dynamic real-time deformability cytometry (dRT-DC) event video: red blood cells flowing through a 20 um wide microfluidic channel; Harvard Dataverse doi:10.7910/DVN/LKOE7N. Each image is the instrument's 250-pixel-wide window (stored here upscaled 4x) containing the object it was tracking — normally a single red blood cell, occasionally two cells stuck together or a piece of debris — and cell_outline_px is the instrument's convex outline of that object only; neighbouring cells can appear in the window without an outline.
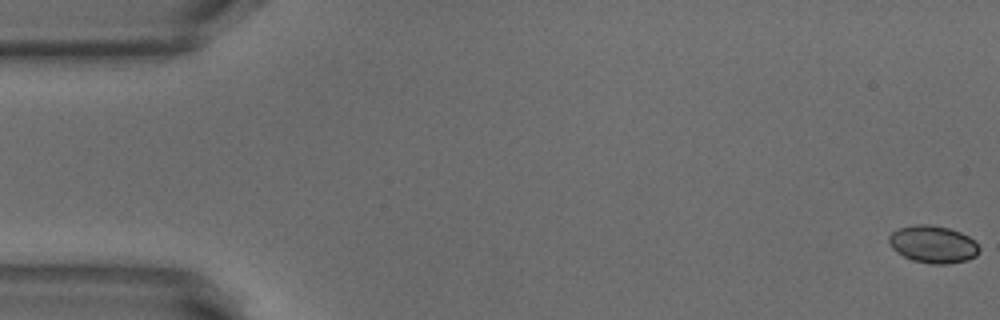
{"species": "common noctule bat (a hibernating species)", "species_latin": "Nyctalus noctula", "temperature_condition": "warm", "stored_images_in_passage": 52, "camera_frame_rate_fps": 3000, "um_per_image_px": 0.085, "animal": {"sex": "male", "body_mass_g": 18.8}, "frame": {"image": 1, "passage_image": 1, "time_ms": 0.0, "image_size_px": [1000, 320], "cell_outline_px": [[980, 248], [976, 256], [968, 260], [944, 264], [932, 264], [912, 260], [896, 252], [888, 244], [888, 236], [892, 232], [900, 228], [916, 224], [928, 224], [948, 228], [960, 232], [968, 236]], "centroid_in_image_um": [79.28, 20.77], "position_along_channel_um": 5.7, "area_um2": 19.59}}
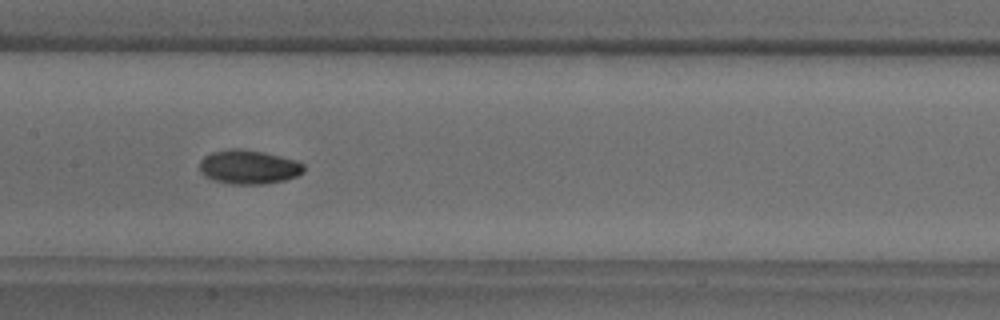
{"frame": {"image": 2, "passage_image": 26, "time_ms": 8.333, "image_size_px": [1000, 320], "cell_outline_px": [[304, 172], [296, 176], [284, 180], [264, 184], [232, 184], [212, 180], [204, 176], [200, 172], [200, 160], [204, 156], [212, 152], [228, 148], [240, 148], [264, 152], [296, 160], [304, 164]], "centroid_in_image_um": [21.11, 14.19], "position_along_channel_um": 186.3, "area_um2": 20.87}}
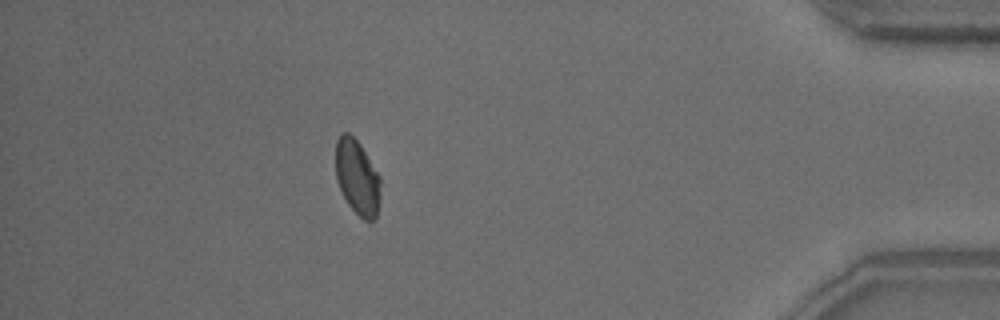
{"frame": {"image": 3, "passage_image": 47, "time_ms": 15.333, "image_size_px": [1000, 320], "cell_outline_px": [[380, 200], [376, 216], [372, 220], [364, 220], [348, 204], [336, 180], [336, 140], [340, 132], [348, 132], [360, 144], [380, 176]], "centroid_in_image_um": [30.36, 15.04], "position_along_channel_um": 404.8, "area_um2": 19.54}, "authors_computed_cell_mechanics": {"area_um2": 19.6809, "velocity_mm_per_s": 3.8403, "shape_relaxation_time_tau1_ms": 3.0401, "shape_relaxation_time_tau2_ms": 2.3723, "deformation_change_tau1": 0.1019, "deformation_change_tau2": 0.0441}}